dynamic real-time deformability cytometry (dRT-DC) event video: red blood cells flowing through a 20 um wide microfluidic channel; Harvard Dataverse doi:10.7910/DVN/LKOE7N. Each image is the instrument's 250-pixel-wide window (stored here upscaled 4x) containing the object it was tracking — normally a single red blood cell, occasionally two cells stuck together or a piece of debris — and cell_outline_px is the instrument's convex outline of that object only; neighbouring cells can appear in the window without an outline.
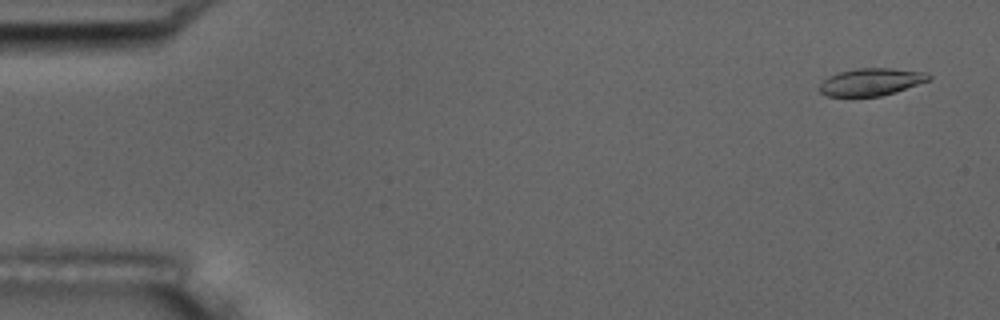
{"species": "common noctule bat (a hibernating species)", "species_latin": "Nyctalus noctula", "temperature_condition": "room temperature", "stored_images_in_passage": 55, "camera_frame_rate_fps": 3000, "um_per_image_px": 0.085, "animal": {"sex": "male", "body_mass_g": 17.5, "forearm_length_mm": 52.3}, "frame": {"image": 1, "passage_image": 3, "time_ms": 0.667, "image_size_px": [1000, 320], "cell_outline_px": [[932, 76], [928, 80], [896, 92], [880, 96], [828, 96], [820, 92], [816, 88], [828, 76], [836, 72], [856, 68], [892, 68], [928, 72]], "centroid_in_image_um": [74.02, 6.95], "position_along_channel_um": 11.0, "area_um2": 17.57}}
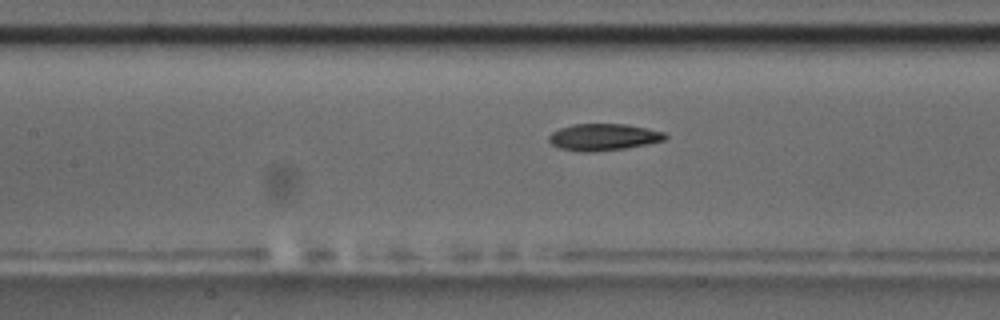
{"frame": {"image": 2, "passage_image": 25, "time_ms": 8.0, "image_size_px": [1000, 320], "cell_outline_px": [[668, 136], [664, 140], [648, 144], [624, 148], [592, 152], [584, 152], [560, 148], [552, 144], [548, 140], [548, 136], [552, 132], [560, 128], [572, 124], [628, 124], [648, 128], [664, 132]], "centroid_in_image_um": [51.3, 11.64], "position_along_channel_um": 156.1, "area_um2": 18.15}}
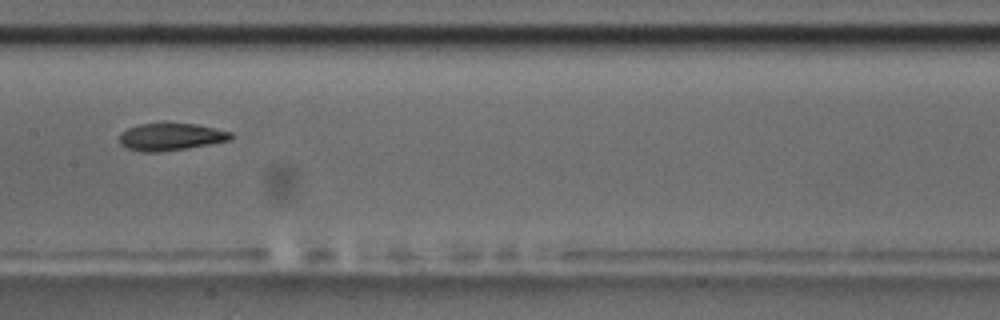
{"frame": {"image": 3, "passage_image": 28, "time_ms": 9.0, "image_size_px": [1000, 320], "cell_outline_px": [[232, 136], [228, 140], [208, 144], [160, 152], [144, 152], [128, 148], [120, 144], [120, 132], [128, 128], [140, 124], [164, 120], [168, 120], [196, 124], [232, 132]], "centroid_in_image_um": [14.47, 11.57], "position_along_channel_um": 192.9, "area_um2": 18.15}, "authors_computed_cell_mechanics": {"area_um2": 18.1492, "velocity_mm_per_s": 3.7123, "shape_relaxation_time_tau1_ms": 3.7367, "shape_relaxation_time_tau2_ms": 3.8234, "deformation_change_tau1": 0.1379, "deformation_change_tau2": 0.097}}